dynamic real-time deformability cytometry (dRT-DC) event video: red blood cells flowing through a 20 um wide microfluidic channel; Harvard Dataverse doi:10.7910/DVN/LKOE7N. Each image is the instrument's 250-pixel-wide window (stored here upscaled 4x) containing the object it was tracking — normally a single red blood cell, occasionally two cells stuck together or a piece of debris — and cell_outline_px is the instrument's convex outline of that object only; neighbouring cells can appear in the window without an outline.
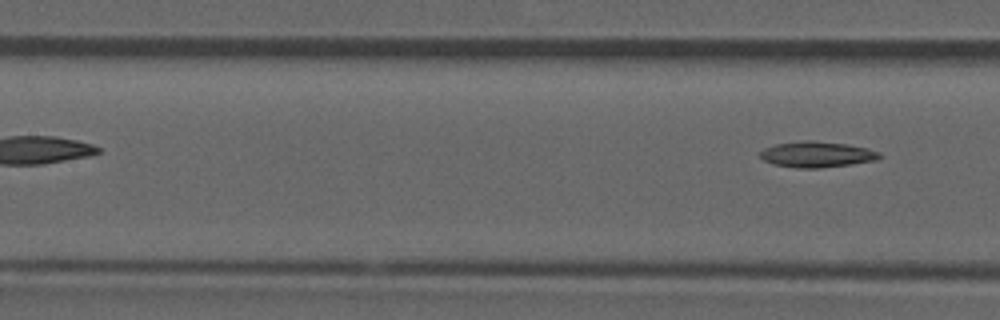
{"species": "common noctule bat (a hibernating species)", "species_latin": "Nyctalus noctula", "temperature_condition": "room temperature", "stored_images_in_passage": 4, "segment_of_instrument_passage": [2, 2], "camera_frame_rate_fps": 3000, "um_per_image_px": 0.085, "animal": {"sex": "male", "forearm_length_mm": 52.5}, "frame": {"image": 1, "passage_image": 4, "time_ms": 1.0, "image_size_px": [1000, 320], "cell_outline_px": [[884, 156], [876, 160], [820, 168], [796, 168], [772, 164], [764, 160], [760, 156], [760, 152], [764, 148], [776, 144], [808, 140], [816, 140], [848, 144], [868, 148], [880, 152]], "centroid_in_image_um": [69.46, 13.12], "position_along_channel_um": 137.9, "area_um2": 18.03}}